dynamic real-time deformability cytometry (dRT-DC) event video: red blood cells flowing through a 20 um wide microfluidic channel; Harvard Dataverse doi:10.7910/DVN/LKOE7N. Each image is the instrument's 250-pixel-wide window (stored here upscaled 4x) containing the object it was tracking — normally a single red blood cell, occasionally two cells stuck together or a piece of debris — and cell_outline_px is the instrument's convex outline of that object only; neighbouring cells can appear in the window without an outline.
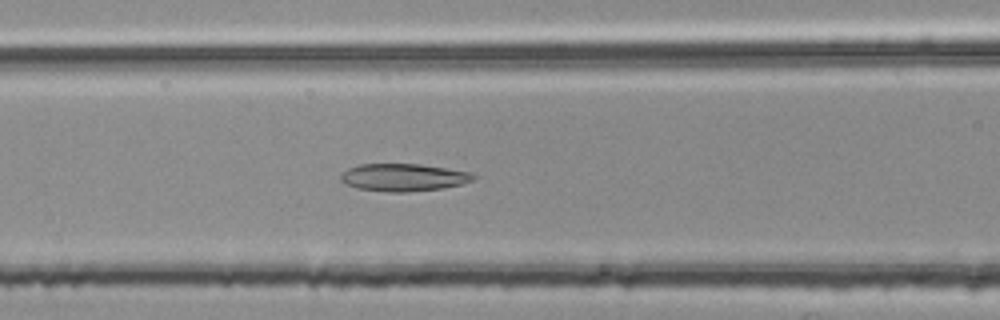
{"species": "common noctule bat (a hibernating species)", "species_latin": "Nyctalus noctula", "temperature_condition": "room temperature", "stored_images_in_passage": 46, "camera_frame_rate_fps": 3000, "um_per_image_px": 0.085, "animal": {"sex": "female", "body_mass_g": 25.1}, "frame": {"image": 1, "passage_image": 22, "time_ms": 7.0, "image_size_px": [1000, 320], "cell_outline_px": [[476, 180], [460, 184], [440, 188], [408, 192], [388, 192], [356, 188], [340, 180], [340, 176], [348, 168], [360, 164], [420, 164], [472, 172], [476, 176]], "centroid_in_image_um": [34.32, 15.07], "position_along_channel_um": 132.3, "area_um2": 21.21}}
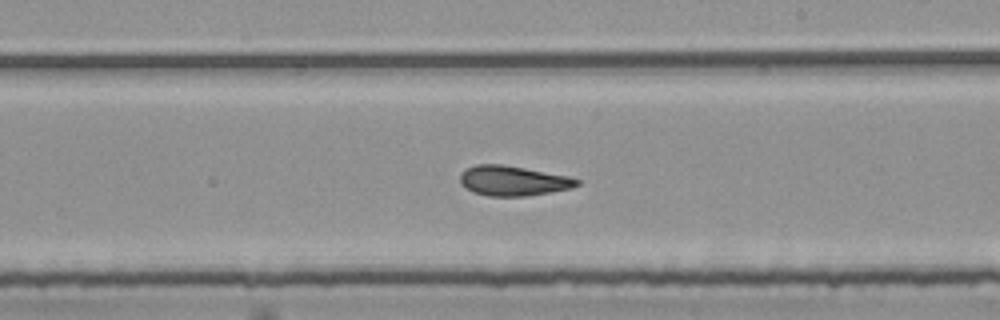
{"frame": {"image": 2, "passage_image": 31, "time_ms": 10.0, "image_size_px": [1000, 320], "cell_outline_px": [[580, 184], [572, 188], [524, 196], [488, 196], [472, 192], [460, 184], [460, 176], [468, 168], [476, 164], [500, 164], [524, 168], [568, 176], [580, 180]], "centroid_in_image_um": [43.6, 15.37], "position_along_channel_um": 245.4, "area_um2": 20.17}}
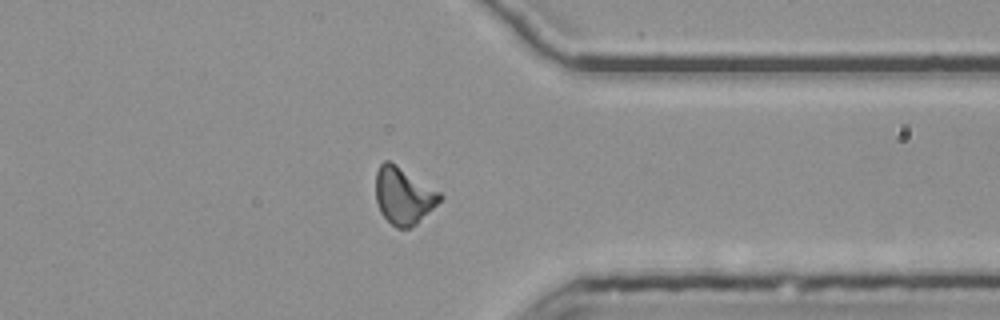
{"frame": {"image": 3, "passage_image": 42, "time_ms": 13.667, "image_size_px": [1000, 320], "cell_outline_px": [[444, 196], [412, 228], [396, 228], [380, 212], [376, 200], [376, 172], [380, 164], [384, 160], [388, 160], [396, 164], [440, 192]], "centroid_in_image_um": [34.28, 16.63], "position_along_channel_um": 377.1, "area_um2": 21.04}, "authors_computed_cell_mechanics": {"area_um2": 20.9525, "velocity_mm_per_s": 3.781, "shape_relaxation_time_tau1_ms": 10.0718, "shape_relaxation_time_tau2_ms": 2.5671, "deformation_change_tau1": 0.2131, "deformation_change_tau2": 0.1154}}